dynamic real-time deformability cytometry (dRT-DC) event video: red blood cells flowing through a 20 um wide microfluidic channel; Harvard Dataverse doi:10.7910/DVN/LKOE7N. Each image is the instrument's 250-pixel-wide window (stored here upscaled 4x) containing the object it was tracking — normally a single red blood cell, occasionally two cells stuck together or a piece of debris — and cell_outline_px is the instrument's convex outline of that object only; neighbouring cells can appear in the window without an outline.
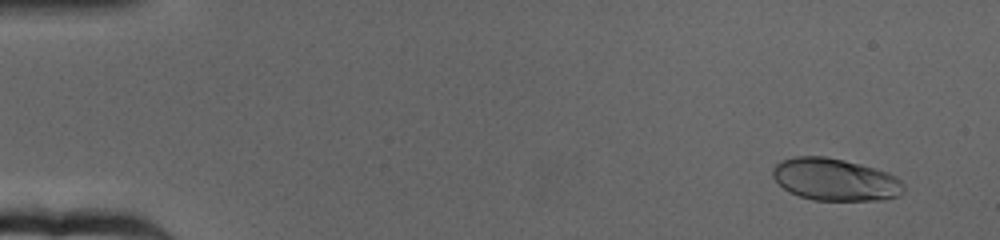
{"species": "human", "species_latin": "Homo sapiens", "temperature_condition": "cold", "stored_images_in_passage": 65, "camera_frame_rate_fps": 3000, "um_per_image_px": 0.085, "donor": {"sex": "female"}, "frame": {"image": 1, "passage_image": 5, "time_ms": 1.333, "image_size_px": [1000, 240], "cell_outline_px": [[904, 192], [900, 196], [884, 200], [812, 200], [788, 192], [772, 176], [772, 168], [780, 160], [796, 156], [824, 156], [844, 160], [860, 164], [888, 172], [896, 176], [904, 184]], "centroid_in_image_um": [71.0, 15.26], "position_along_channel_um": 14.0, "area_um2": 32.48}}
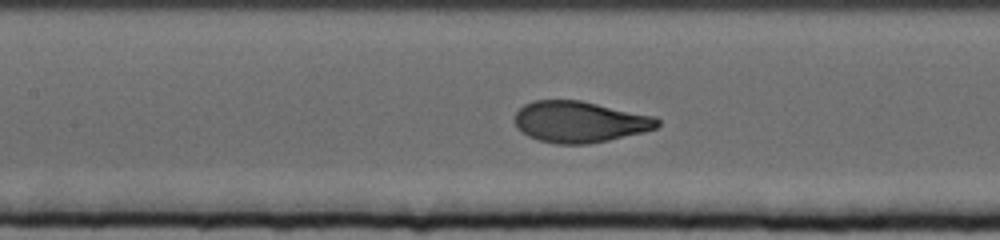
{"frame": {"image": 2, "passage_image": 31, "time_ms": 10.0, "image_size_px": [1000, 240], "cell_outline_px": [[660, 124], [656, 128], [608, 140], [588, 144], [556, 144], [540, 140], [528, 136], [516, 128], [516, 112], [524, 104], [532, 100], [580, 100], [656, 116], [660, 120]], "centroid_in_image_um": [49.27, 10.34], "position_along_channel_um": 158.1, "area_um2": 34.22}}
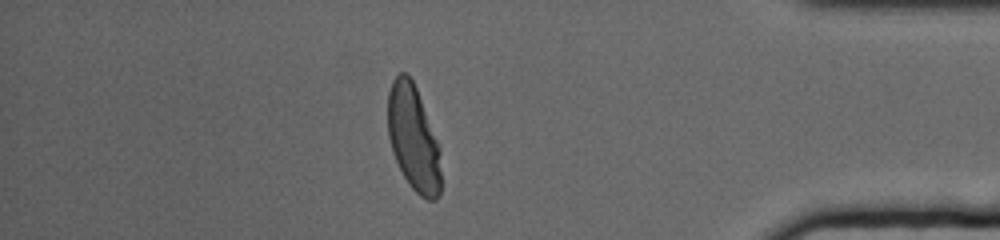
{"frame": {"image": 3, "passage_image": 57, "time_ms": 18.667, "image_size_px": [1000, 240], "cell_outline_px": [[440, 196], [436, 200], [428, 200], [420, 196], [408, 184], [392, 152], [388, 136], [388, 92], [392, 80], [400, 72], [404, 72], [412, 80], [416, 88], [440, 148]], "centroid_in_image_um": [35.13, 11.77], "position_along_channel_um": 400.1, "area_um2": 32.54}, "authors_computed_cell_mechanics": {"area_um2": 33.813, "velocity_mm_per_s": 3.1604, "shape_relaxation_time_tau1_ms": 4.1813, "shape_relaxation_time_tau2_ms": null, "deformation_change_tau1": 0.1924, "deformation_change_tau2": null}}